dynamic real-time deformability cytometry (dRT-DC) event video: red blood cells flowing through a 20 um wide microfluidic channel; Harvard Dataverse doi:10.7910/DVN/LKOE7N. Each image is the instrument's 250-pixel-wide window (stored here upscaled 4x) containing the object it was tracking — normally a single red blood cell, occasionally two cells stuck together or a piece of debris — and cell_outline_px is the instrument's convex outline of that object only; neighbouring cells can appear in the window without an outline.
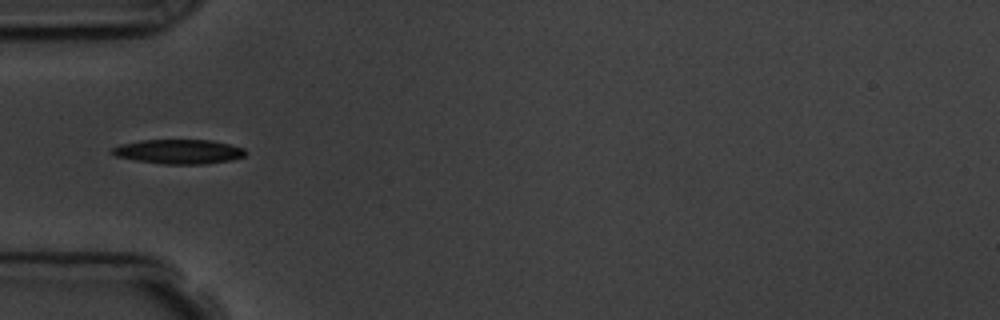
{"species": "common noctule bat (a hibernating species)", "species_latin": "Nyctalus noctula", "temperature_condition": "room temperature", "stored_images_in_passage": 8, "camera_frame_rate_fps": 3000, "um_per_image_px": 0.085, "animal": {"sex": "male", "body_mass_g": 19.5, "forearm_length_mm": 54.6}, "frame": {"image": 1, "passage_image": 3, "time_ms": 2.333, "image_size_px": [1000, 320], "cell_outline_px": [[248, 152], [244, 156], [232, 160], [204, 164], [164, 164], [136, 160], [116, 156], [108, 152], [112, 148], [120, 144], [140, 140], [212, 140], [244, 148]], "centroid_in_image_um": [15.19, 12.88], "position_along_channel_um": 69.8, "area_um2": 19.07}}
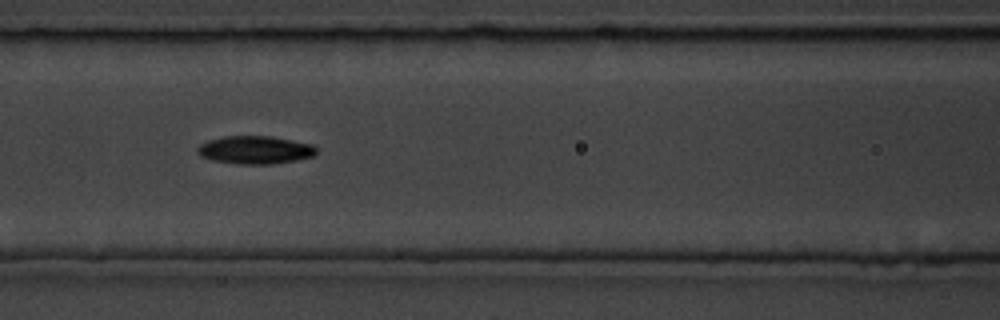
{"frame": {"image": 2, "passage_image": 5, "time_ms": 4.333, "image_size_px": [1000, 320], "cell_outline_px": [[316, 152], [312, 156], [296, 160], [272, 164], [236, 164], [212, 160], [200, 156], [196, 152], [196, 148], [200, 144], [208, 140], [224, 136], [272, 136], [316, 144]], "centroid_in_image_um": [21.68, 12.74], "position_along_channel_um": 144.9, "area_um2": 19.65}}
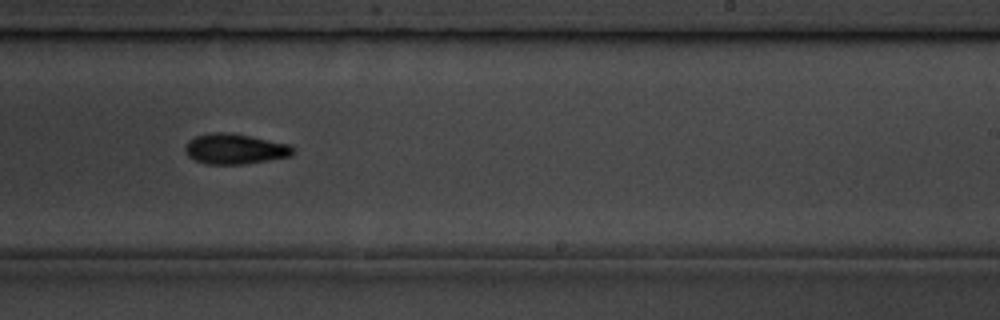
{"frame": {"image": 3, "passage_image": 8, "time_ms": 7.667, "image_size_px": [1000, 320], "cell_outline_px": [[292, 156], [244, 164], [204, 164], [188, 156], [184, 152], [184, 148], [188, 140], [196, 136], [208, 132], [228, 132], [288, 144], [292, 148]], "centroid_in_image_um": [19.89, 12.66], "position_along_channel_um": 269.1, "area_um2": 18.96}}